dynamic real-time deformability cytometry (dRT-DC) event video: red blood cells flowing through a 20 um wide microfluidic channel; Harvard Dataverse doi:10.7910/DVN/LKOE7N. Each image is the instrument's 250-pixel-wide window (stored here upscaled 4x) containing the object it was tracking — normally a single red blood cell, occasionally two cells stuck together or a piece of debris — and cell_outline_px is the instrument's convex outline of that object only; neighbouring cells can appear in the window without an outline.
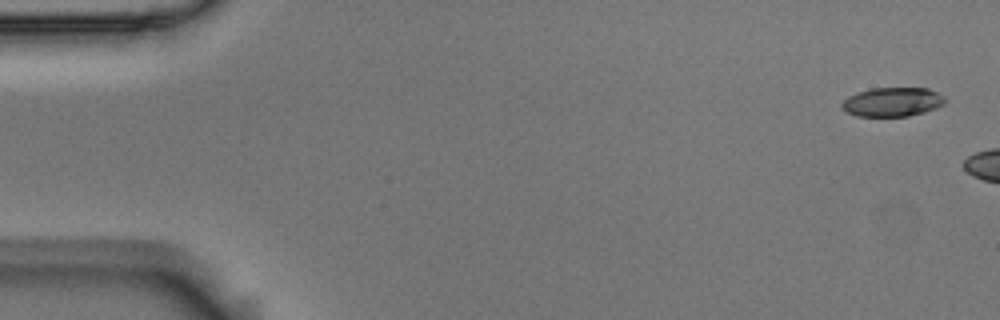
{"species": "Egyptian fruit bat (a non-hibernating species)", "species_latin": "Rousettus aegyptiacus", "temperature_condition": "room temperature", "stored_images_in_passage": 5, "camera_frame_rate_fps": 3000, "um_per_image_px": 0.085, "animal": {"sex": "male"}, "frame": {"image": 1, "passage_image": 1, "time_ms": 0.0, "image_size_px": [1000, 320], "cell_outline_px": [[944, 104], [936, 108], [924, 112], [908, 116], [856, 116], [840, 108], [840, 104], [848, 96], [856, 92], [872, 88], [928, 88], [944, 96]], "centroid_in_image_um": [75.82, 8.66], "position_along_channel_um": 9.2, "area_um2": 17.51}}
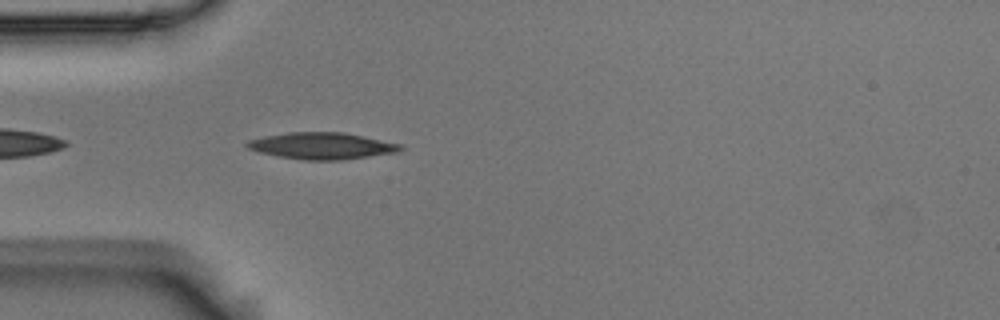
{"frame": {"image": 2, "passage_image": 5, "time_ms": 1.333, "image_size_px": [1000, 320], "cell_outline_px": [[404, 148], [400, 152], [344, 160], [304, 160], [276, 156], [260, 152], [248, 148], [244, 144], [248, 140], [264, 136], [288, 132], [344, 132], [364, 136], [400, 144]], "centroid_in_image_um": [27.37, 12.4], "position_along_channel_um": 57.6, "area_um2": 23.99}}